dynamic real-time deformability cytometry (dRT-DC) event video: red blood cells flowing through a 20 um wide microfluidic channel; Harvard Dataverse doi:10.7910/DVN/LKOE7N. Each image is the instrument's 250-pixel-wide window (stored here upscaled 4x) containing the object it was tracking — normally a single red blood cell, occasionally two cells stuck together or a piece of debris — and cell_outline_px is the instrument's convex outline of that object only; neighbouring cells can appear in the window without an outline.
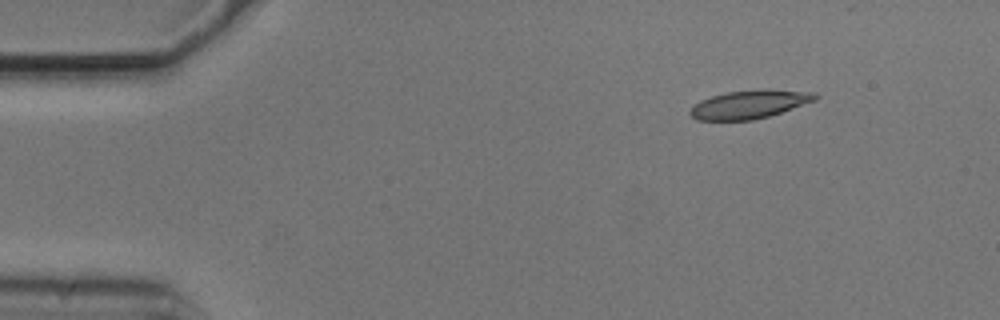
{"species": "common noctule bat (a hibernating species)", "species_latin": "Nyctalus noctula", "temperature_condition": "cold", "stored_images_in_passage": 6, "camera_frame_rate_fps": 3000, "um_per_image_px": 0.085, "animal": {"sex": "male", "body_mass_g": 20.5, "forearm_length_mm": 52.5}, "frame": {"image": 1, "passage_image": 2, "time_ms": 0.333, "image_size_px": [1000, 320], "cell_outline_px": [[820, 96], [816, 100], [768, 116], [752, 120], [696, 120], [688, 112], [700, 100], [712, 96], [728, 92], [816, 92]], "centroid_in_image_um": [63.63, 8.92], "position_along_channel_um": 21.4, "area_um2": 19.42}}
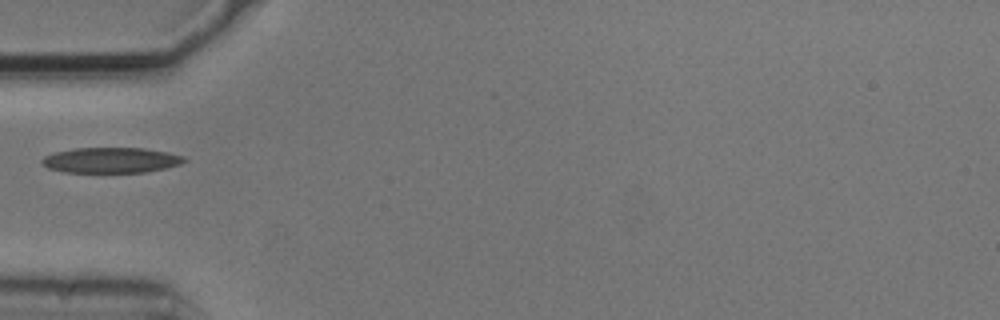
{"frame": {"image": 2, "passage_image": 5, "time_ms": 1.333, "image_size_px": [1000, 320], "cell_outline_px": [[188, 160], [180, 164], [164, 168], [144, 172], [64, 172], [48, 168], [40, 160], [44, 156], [56, 152], [76, 148], [144, 148], [168, 152], [184, 156]], "centroid_in_image_um": [9.45, 13.61], "position_along_channel_um": 75.5, "area_um2": 20.98}}
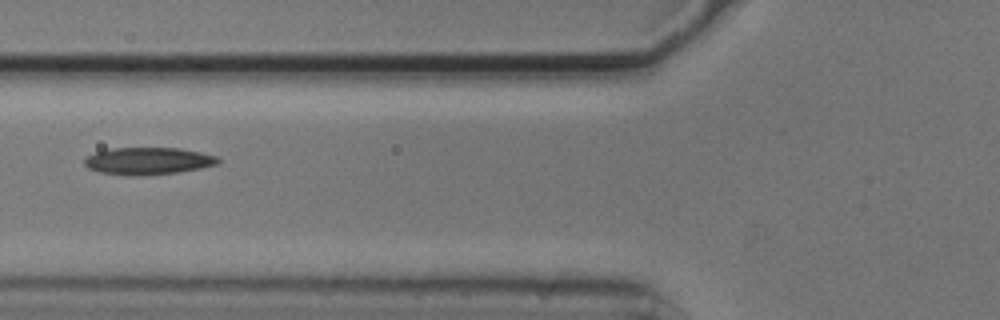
{"frame": {"image": 3, "passage_image": 6, "time_ms": 1.667, "image_size_px": [1000, 320], "cell_outline_px": [[220, 164], [200, 168], [176, 172], [136, 176], [124, 176], [100, 172], [88, 168], [84, 164], [84, 160], [88, 156], [96, 152], [112, 148], [180, 148], [200, 152], [216, 156], [220, 160]], "centroid_in_image_um": [12.58, 13.69], "position_along_channel_um": 113.2, "area_um2": 21.15}}